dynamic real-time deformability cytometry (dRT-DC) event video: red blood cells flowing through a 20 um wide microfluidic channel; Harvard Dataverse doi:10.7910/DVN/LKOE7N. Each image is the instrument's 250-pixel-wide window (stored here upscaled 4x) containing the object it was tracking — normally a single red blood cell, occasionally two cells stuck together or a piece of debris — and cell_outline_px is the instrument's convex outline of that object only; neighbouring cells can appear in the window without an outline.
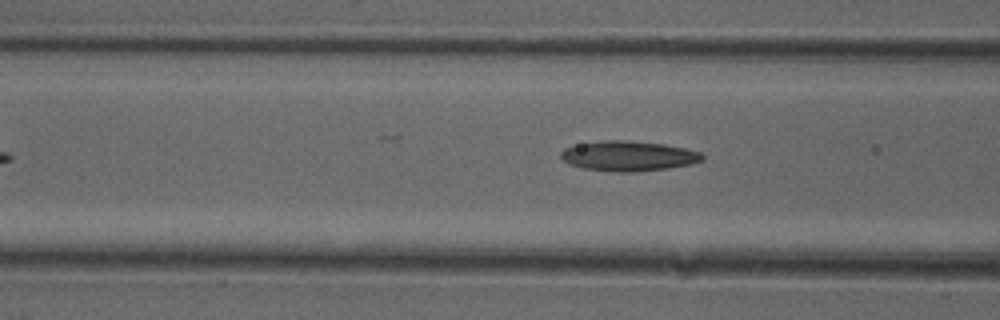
{"species": "common noctule bat (a hibernating species)", "species_latin": "Nyctalus noctula", "temperature_condition": "cold", "stored_images_in_passage": 6, "camera_frame_rate_fps": 3000, "um_per_image_px": 0.085, "animal": {"sex": "female"}, "frame": {"image": 1, "passage_image": 6, "time_ms": 1.667, "image_size_px": [1000, 320], "cell_outline_px": [[704, 160], [692, 164], [668, 168], [636, 172], [616, 172], [584, 168], [568, 164], [560, 156], [560, 152], [564, 148], [580, 144], [604, 140], [628, 140], [664, 144], [684, 148], [700, 152], [704, 156]], "centroid_in_image_um": [53.43, 13.26], "position_along_channel_um": 113.2, "area_um2": 24.8}}